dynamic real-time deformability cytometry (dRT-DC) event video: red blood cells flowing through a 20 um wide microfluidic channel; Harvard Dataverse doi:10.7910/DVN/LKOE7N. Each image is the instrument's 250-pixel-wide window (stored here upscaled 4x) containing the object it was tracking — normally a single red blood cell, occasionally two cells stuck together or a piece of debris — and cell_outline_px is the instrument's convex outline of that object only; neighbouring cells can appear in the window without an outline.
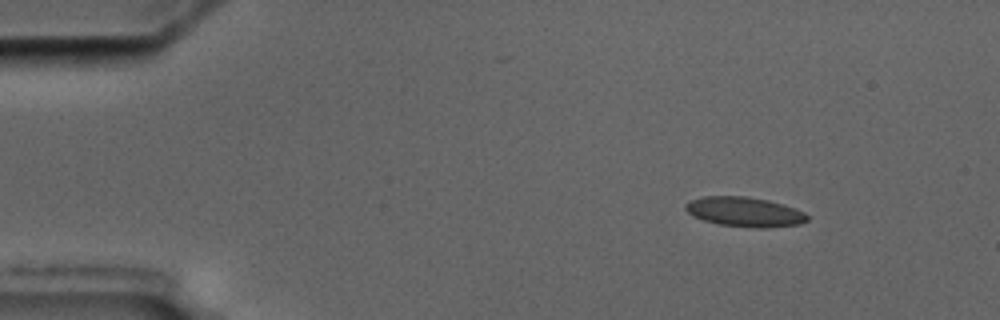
{"species": "common noctule bat (a hibernating species)", "species_latin": "Nyctalus noctula", "temperature_condition": "cold", "stored_images_in_passage": 10, "camera_frame_rate_fps": 3000, "um_per_image_px": 0.085, "animal": {"sex": "male", "body_mass_g": 17.5, "forearm_length_mm": 52.3}, "frame": {"image": 1, "passage_image": 1, "time_ms": 0.0, "image_size_px": [1000, 320], "cell_outline_px": [[808, 220], [800, 224], [768, 228], [756, 228], [720, 224], [704, 220], [692, 216], [684, 208], [684, 204], [692, 200], [704, 196], [744, 196], [768, 200], [784, 204], [804, 212], [808, 216]], "centroid_in_image_um": [63.3, 18.01], "position_along_channel_um": 21.7, "area_um2": 21.04}}
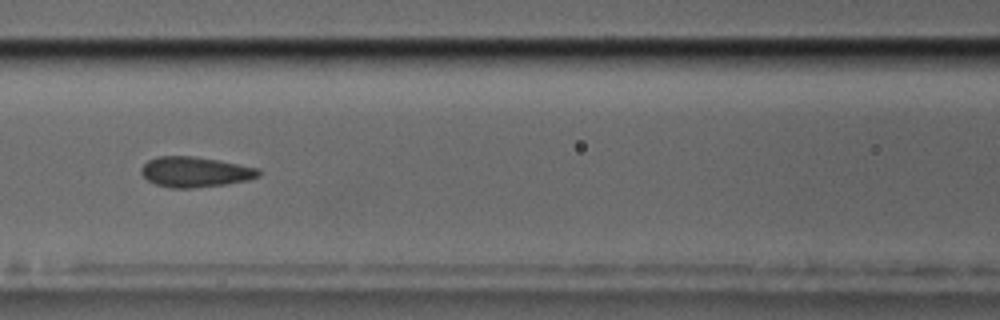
{"frame": {"image": 2, "passage_image": 6, "time_ms": 6.0, "image_size_px": [1000, 320], "cell_outline_px": [[260, 176], [248, 180], [224, 184], [192, 188], [172, 188], [156, 184], [148, 180], [140, 172], [140, 168], [148, 160], [156, 156], [196, 156], [240, 164], [260, 168]], "centroid_in_image_um": [16.59, 14.6], "position_along_channel_um": 150.0, "area_um2": 20.81}}
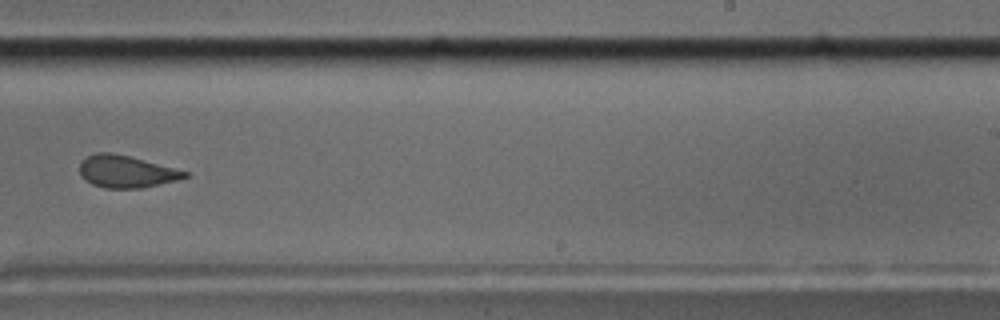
{"frame": {"image": 3, "passage_image": 9, "time_ms": 9.667, "image_size_px": [1000, 320], "cell_outline_px": [[188, 176], [176, 180], [140, 188], [104, 188], [92, 184], [80, 176], [80, 160], [96, 152], [112, 152], [128, 156], [188, 172]], "centroid_in_image_um": [10.66, 14.58], "position_along_channel_um": 278.3, "area_um2": 19.42}}